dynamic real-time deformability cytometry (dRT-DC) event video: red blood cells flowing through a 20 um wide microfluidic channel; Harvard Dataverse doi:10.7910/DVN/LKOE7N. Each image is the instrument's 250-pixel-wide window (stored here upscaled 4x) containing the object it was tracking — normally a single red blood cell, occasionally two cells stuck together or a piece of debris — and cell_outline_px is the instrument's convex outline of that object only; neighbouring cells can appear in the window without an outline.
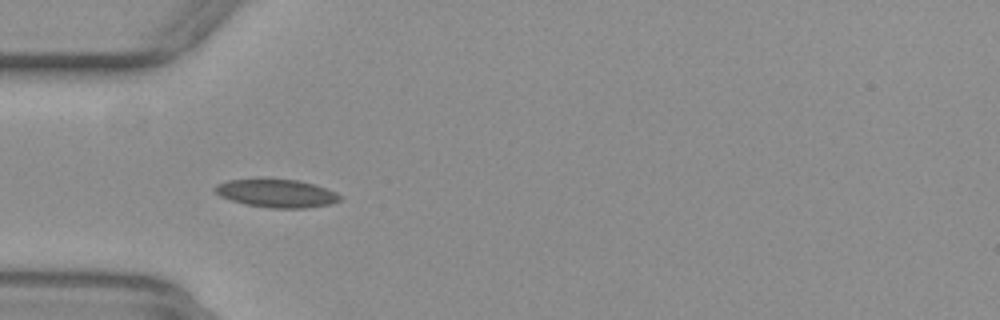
{"species": "common noctule bat (a hibernating species)", "species_latin": "Nyctalus noctula", "temperature_condition": "warm", "stored_images_in_passage": 50, "camera_frame_rate_fps": 3000, "um_per_image_px": 0.085, "animal": {"sex": "female", "body_mass_g": 29.2, "forearm_length_mm": 56.3}, "frame": {"image": 1, "passage_image": 13, "time_ms": 4.0, "image_size_px": [1000, 320], "cell_outline_px": [[340, 200], [332, 204], [304, 208], [272, 208], [244, 204], [220, 196], [212, 188], [216, 184], [228, 180], [300, 180], [316, 184], [336, 192], [340, 196]], "centroid_in_image_um": [23.53, 16.44], "position_along_channel_um": 61.5, "area_um2": 20.29}}
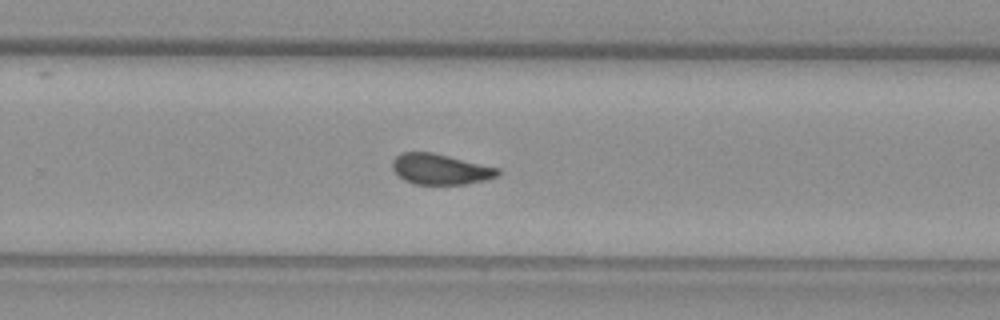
{"frame": {"image": 2, "passage_image": 31, "time_ms": 10.0, "image_size_px": [1000, 320], "cell_outline_px": [[500, 176], [468, 184], [412, 184], [404, 180], [392, 168], [392, 160], [400, 152], [432, 152], [500, 168]], "centroid_in_image_um": [37.44, 14.38], "position_along_channel_um": 292.4, "area_um2": 18.9}}
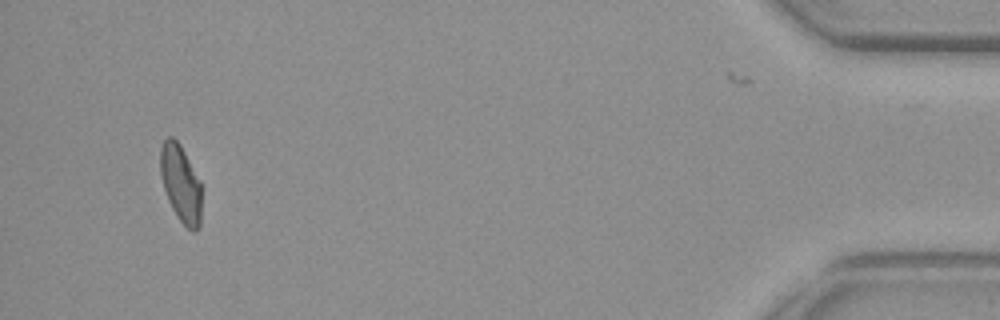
{"frame": {"image": 3, "passage_image": 47, "time_ms": 15.333, "image_size_px": [1000, 320], "cell_outline_px": [[200, 228], [196, 232], [192, 232], [180, 220], [172, 208], [168, 200], [164, 188], [160, 172], [160, 148], [164, 140], [168, 136], [172, 136], [180, 144], [200, 180]], "centroid_in_image_um": [15.35, 15.59], "position_along_channel_um": 419.8, "area_um2": 18.44}, "authors_computed_cell_mechanics": {"area_um2": 19.3919, "velocity_mm_per_s": 3.8821, "shape_relaxation_time_tau1_ms": null, "shape_relaxation_time_tau2_ms": 1.9978, "deformation_change_tau1": null, "deformation_change_tau2": 0.0621}}